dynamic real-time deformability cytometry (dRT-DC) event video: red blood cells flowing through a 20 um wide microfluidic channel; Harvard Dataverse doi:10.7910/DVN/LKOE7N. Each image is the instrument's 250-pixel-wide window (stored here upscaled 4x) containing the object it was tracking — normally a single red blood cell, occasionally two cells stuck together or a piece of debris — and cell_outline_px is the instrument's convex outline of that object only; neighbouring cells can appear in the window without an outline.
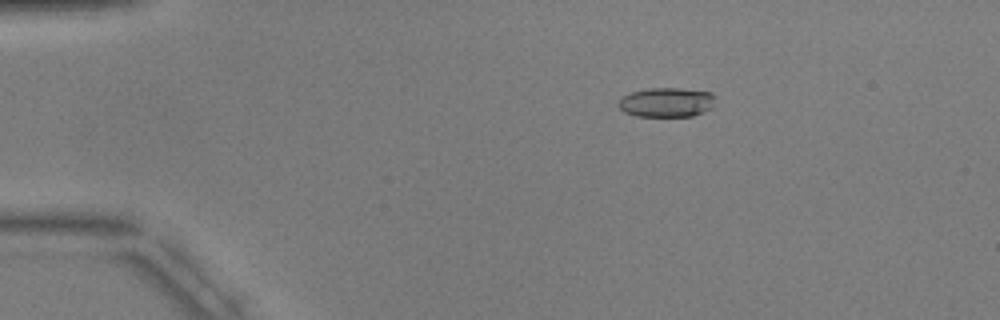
{"species": "common noctule bat (a hibernating species)", "species_latin": "Nyctalus noctula", "temperature_condition": "warm", "stored_images_in_passage": 4, "camera_frame_rate_fps": 3000, "um_per_image_px": 0.085, "animal": {"sex": "male", "body_mass_g": 17.9, "forearm_length_mm": 54.2}, "frame": {"image": 1, "passage_image": 3, "time_ms": 2.333, "image_size_px": [1000, 320], "cell_outline_px": [[716, 96], [712, 108], [704, 112], [692, 116], [636, 116], [624, 112], [616, 104], [620, 96], [632, 92], [652, 88], [680, 88], [712, 92]], "centroid_in_image_um": [56.66, 8.69], "position_along_channel_um": 28.3, "area_um2": 16.88}}